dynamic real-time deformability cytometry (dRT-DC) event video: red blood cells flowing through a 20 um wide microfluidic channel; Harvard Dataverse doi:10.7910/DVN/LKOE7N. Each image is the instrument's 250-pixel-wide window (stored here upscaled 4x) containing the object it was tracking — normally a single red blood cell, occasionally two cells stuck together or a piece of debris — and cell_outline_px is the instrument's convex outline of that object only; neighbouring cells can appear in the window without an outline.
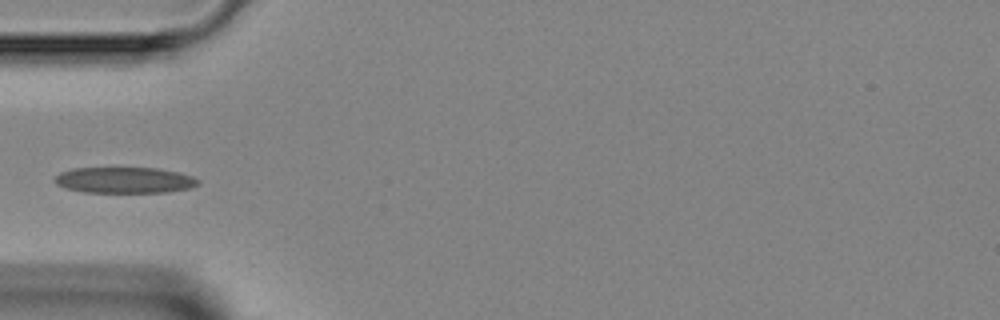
{"species": "Egyptian fruit bat (a non-hibernating species)", "species_latin": "Rousettus aegyptiacus", "temperature_condition": "room temperature", "stored_images_in_passage": 2, "camera_frame_rate_fps": 3000, "um_per_image_px": 0.085, "animal": {"sex": "female"}, "frame": {"image": 1, "passage_image": 1, "time_ms": 0.0, "image_size_px": [1000, 320], "cell_outline_px": [[200, 184], [192, 188], [168, 192], [84, 192], [64, 188], [56, 184], [56, 176], [60, 172], [72, 168], [156, 168], [176, 172], [192, 176], [200, 180]], "centroid_in_image_um": [10.6, 15.31], "position_along_channel_um": 74.4, "area_um2": 21.73}}
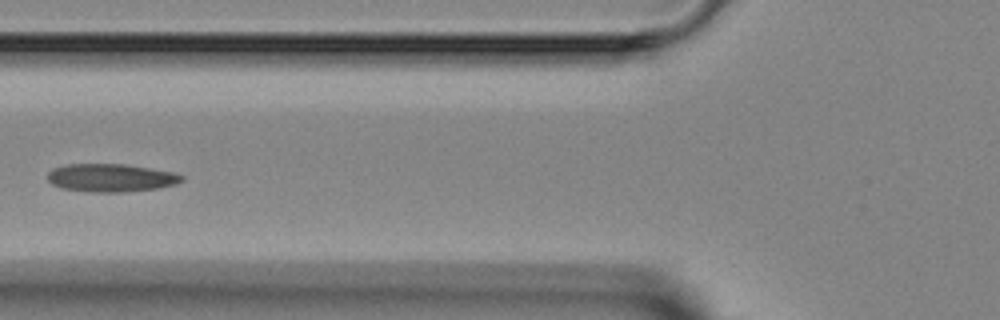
{"frame": {"image": 2, "passage_image": 2, "time_ms": 1.0, "image_size_px": [1000, 320], "cell_outline_px": [[184, 180], [176, 184], [156, 188], [124, 192], [92, 192], [60, 188], [52, 184], [48, 180], [48, 172], [52, 168], [68, 164], [124, 164], [172, 172], [184, 176]], "centroid_in_image_um": [9.4, 15.11], "position_along_channel_um": 116.4, "area_um2": 21.85}}